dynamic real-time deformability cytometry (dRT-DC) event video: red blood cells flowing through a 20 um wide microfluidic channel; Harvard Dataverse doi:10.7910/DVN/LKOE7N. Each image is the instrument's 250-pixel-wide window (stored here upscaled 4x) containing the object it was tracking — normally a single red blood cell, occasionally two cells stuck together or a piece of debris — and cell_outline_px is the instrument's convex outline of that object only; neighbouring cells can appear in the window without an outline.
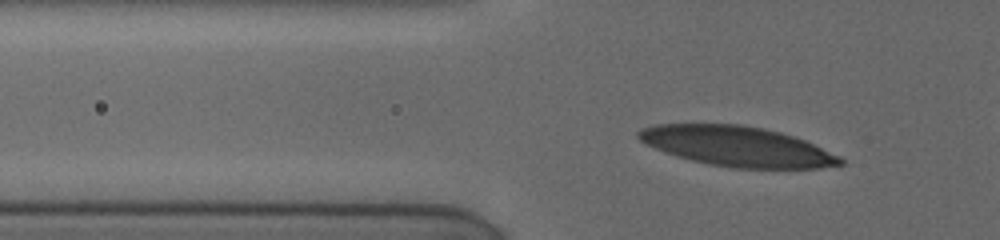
{"species": "human", "species_latin": "Homo sapiens", "temperature_condition": "cold", "stored_images_in_passage": 6, "camera_frame_rate_fps": 3000, "um_per_image_px": 0.085, "donor": {"sex": "female"}, "frame": {"image": 1, "passage_image": 2, "time_ms": 0.333, "image_size_px": [1000, 240], "cell_outline_px": [[844, 164], [820, 168], [732, 168], [708, 164], [676, 156], [664, 152], [640, 140], [636, 136], [636, 132], [644, 128], [656, 124], [740, 124], [764, 128], [780, 132], [804, 140], [840, 156], [844, 160]], "centroid_in_image_um": [62.66, 12.44], "position_along_channel_um": 63.1, "area_um2": 46.82}}
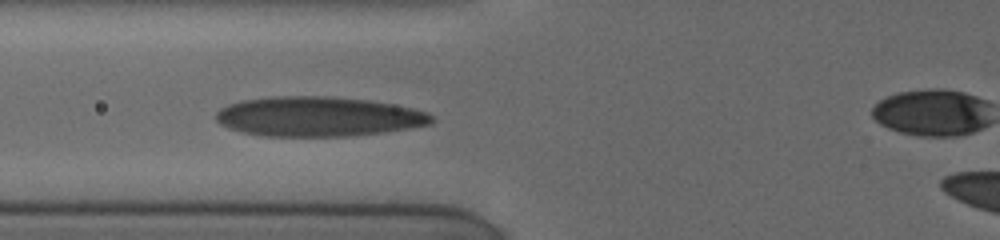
{"frame": {"image": 2, "passage_image": 4, "time_ms": 1.667, "image_size_px": [1000, 240], "cell_outline_px": [[436, 120], [432, 124], [408, 128], [380, 132], [348, 136], [260, 136], [240, 132], [228, 128], [220, 124], [216, 120], [216, 112], [220, 108], [228, 104], [240, 100], [272, 96], [328, 96], [368, 100], [392, 104], [412, 108], [428, 112]], "centroid_in_image_um": [27.01, 9.9], "position_along_channel_um": 98.8, "area_um2": 50.17}}
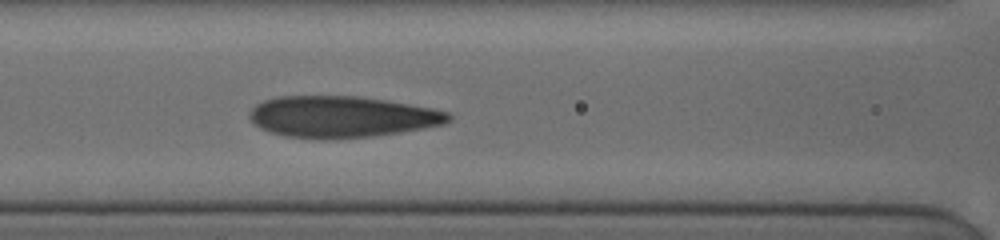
{"frame": {"image": 3, "passage_image": 6, "time_ms": 2.667, "image_size_px": [1000, 240], "cell_outline_px": [[452, 120], [444, 124], [424, 128], [400, 132], [372, 136], [328, 140], [316, 140], [284, 136], [268, 132], [260, 128], [248, 116], [248, 112], [256, 104], [264, 100], [280, 96], [356, 96], [384, 100], [432, 108], [448, 112], [452, 116]], "centroid_in_image_um": [29.02, 9.94], "position_along_channel_um": 137.6, "area_um2": 48.32}}